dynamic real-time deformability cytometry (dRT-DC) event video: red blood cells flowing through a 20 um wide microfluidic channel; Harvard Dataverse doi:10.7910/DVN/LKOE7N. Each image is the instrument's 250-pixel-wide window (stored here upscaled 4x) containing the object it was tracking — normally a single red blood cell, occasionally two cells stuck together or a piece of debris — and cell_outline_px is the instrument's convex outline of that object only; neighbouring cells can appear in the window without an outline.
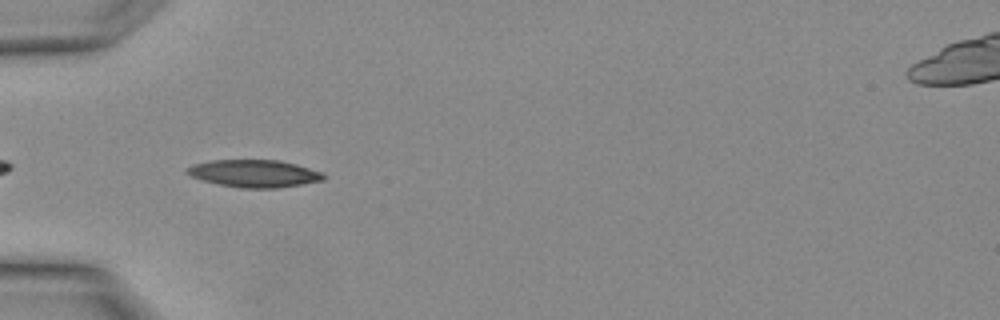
{"species": "Egyptian fruit bat (a non-hibernating species)", "species_latin": "Rousettus aegyptiacus", "temperature_condition": "warm", "stored_images_in_passage": 12, "camera_frame_rate_fps": 3000, "um_per_image_px": 0.085, "animal": {"sex": "female"}, "frame": {"image": 1, "passage_image": 1, "time_ms": 0.0, "image_size_px": [1000, 320], "cell_outline_px": [[324, 180], [276, 188], [240, 188], [220, 184], [204, 180], [192, 176], [184, 172], [184, 168], [192, 164], [212, 160], [280, 160], [296, 164], [324, 172]], "centroid_in_image_um": [21.6, 14.73], "position_along_channel_um": 63.4, "area_um2": 21.79}}
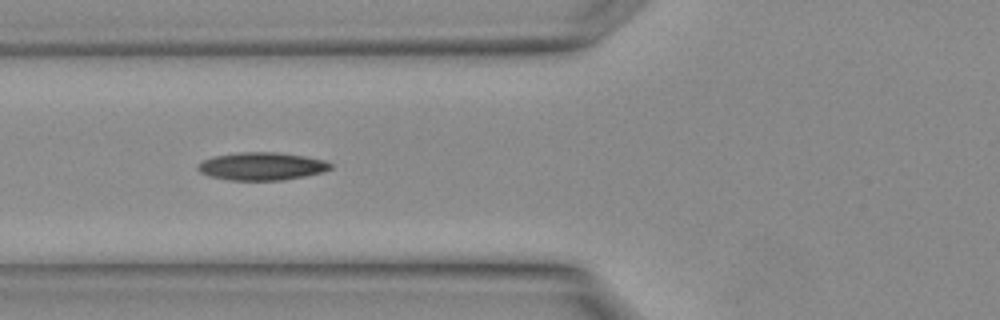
{"frame": {"image": 2, "passage_image": 3, "time_ms": 0.667, "image_size_px": [1000, 320], "cell_outline_px": [[332, 168], [320, 172], [304, 176], [284, 180], [228, 180], [208, 176], [200, 172], [196, 168], [196, 164], [212, 156], [236, 152], [276, 152], [304, 156], [324, 160], [332, 164]], "centroid_in_image_um": [22.18, 14.13], "position_along_channel_um": 103.6, "area_um2": 21.62}}